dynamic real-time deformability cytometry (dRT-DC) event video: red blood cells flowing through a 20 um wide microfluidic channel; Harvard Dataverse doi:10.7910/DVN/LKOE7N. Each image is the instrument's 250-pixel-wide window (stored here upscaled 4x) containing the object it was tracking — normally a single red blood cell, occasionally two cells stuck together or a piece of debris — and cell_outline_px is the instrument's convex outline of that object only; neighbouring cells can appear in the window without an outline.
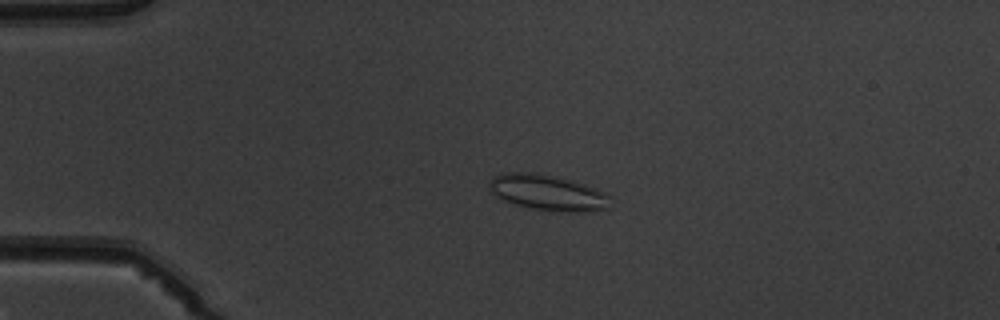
{"species": "common noctule bat (a hibernating species)", "species_latin": "Nyctalus noctula", "temperature_condition": "warm", "stored_images_in_passage": 5, "camera_frame_rate_fps": 3000, "um_per_image_px": 0.085, "animal": {"sex": "male", "body_mass_g": 19.5, "forearm_length_mm": 54.6}, "frame": {"image": 1, "passage_image": 4, "time_ms": 3.333, "image_size_px": [1000, 320], "cell_outline_px": [[608, 208], [588, 212], [552, 212], [532, 208], [516, 204], [504, 200], [496, 196], [492, 192], [488, 184], [488, 180], [492, 176], [508, 172], [532, 172], [556, 176], [572, 180], [584, 184], [604, 192], [608, 196]], "centroid_in_image_um": [46.53, 16.37], "position_along_channel_um": 38.5, "area_um2": 25.26}}